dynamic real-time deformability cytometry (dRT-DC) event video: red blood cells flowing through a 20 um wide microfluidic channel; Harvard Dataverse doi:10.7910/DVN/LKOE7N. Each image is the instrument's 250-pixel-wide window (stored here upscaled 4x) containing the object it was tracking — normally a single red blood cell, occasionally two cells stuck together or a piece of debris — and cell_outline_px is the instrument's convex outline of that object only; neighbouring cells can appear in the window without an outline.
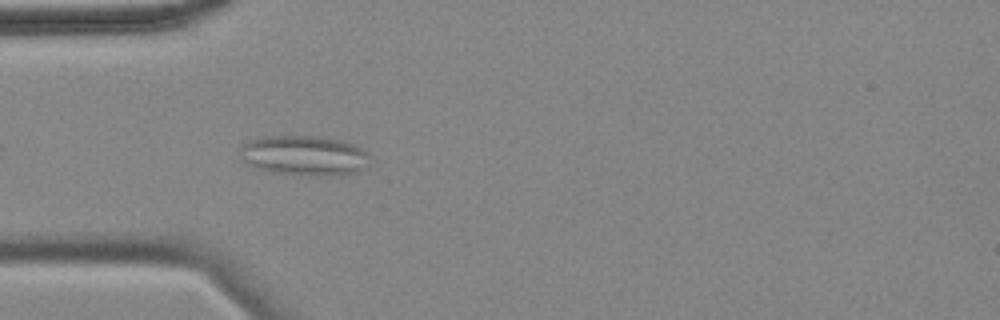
{"species": "common noctule bat (a hibernating species)", "species_latin": "Nyctalus noctula", "temperature_condition": "cold", "stored_images_in_passage": 7, "camera_frame_rate_fps": 3000, "um_per_image_px": 0.085, "animal": {"sex": "female", "body_mass_g": 18.4}, "frame": {"image": 1, "passage_image": 4, "time_ms": 1.0, "image_size_px": [1000, 320], "cell_outline_px": [[368, 156], [360, 168], [356, 172], [336, 176], [312, 176], [272, 172], [248, 164], [240, 156], [240, 148], [248, 140], [264, 136], [320, 136], [340, 140], [352, 144], [368, 152]], "centroid_in_image_um": [25.81, 13.21], "position_along_channel_um": 59.2, "area_um2": 29.94}}